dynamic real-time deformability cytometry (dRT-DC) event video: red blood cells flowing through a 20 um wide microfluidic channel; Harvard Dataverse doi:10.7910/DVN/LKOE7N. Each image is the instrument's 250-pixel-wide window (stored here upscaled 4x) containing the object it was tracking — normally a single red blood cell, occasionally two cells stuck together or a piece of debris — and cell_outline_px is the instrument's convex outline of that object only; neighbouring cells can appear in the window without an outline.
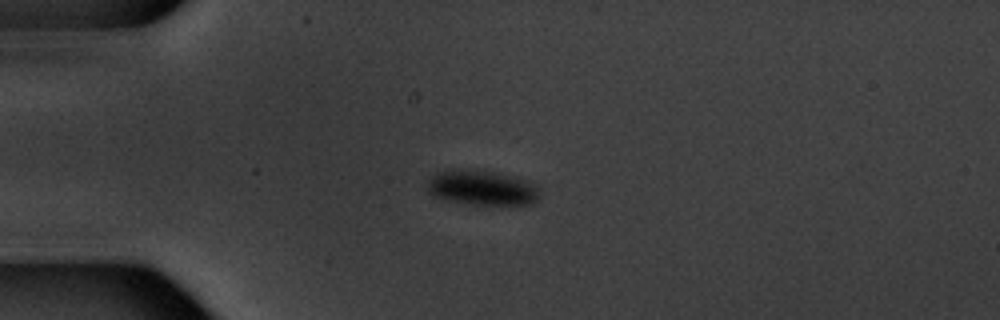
{"species": "common noctule bat (a hibernating species)", "species_latin": "Nyctalus noctula", "temperature_condition": "warm", "stored_images_in_passage": 4, "camera_frame_rate_fps": 3000, "um_per_image_px": 0.085, "animal": {"sex": "male", "body_mass_g": 20.1, "forearm_length_mm": 53.5}, "frame": {"image": 1, "passage_image": 3, "time_ms": 2.333, "image_size_px": [1000, 320], "cell_outline_px": [[540, 196], [532, 204], [472, 204], [436, 196], [428, 192], [428, 180], [436, 172], [456, 168], [492, 172], [532, 180], [540, 188]], "centroid_in_image_um": [41.04, 15.94], "position_along_channel_um": 44.0, "area_um2": 22.77}}